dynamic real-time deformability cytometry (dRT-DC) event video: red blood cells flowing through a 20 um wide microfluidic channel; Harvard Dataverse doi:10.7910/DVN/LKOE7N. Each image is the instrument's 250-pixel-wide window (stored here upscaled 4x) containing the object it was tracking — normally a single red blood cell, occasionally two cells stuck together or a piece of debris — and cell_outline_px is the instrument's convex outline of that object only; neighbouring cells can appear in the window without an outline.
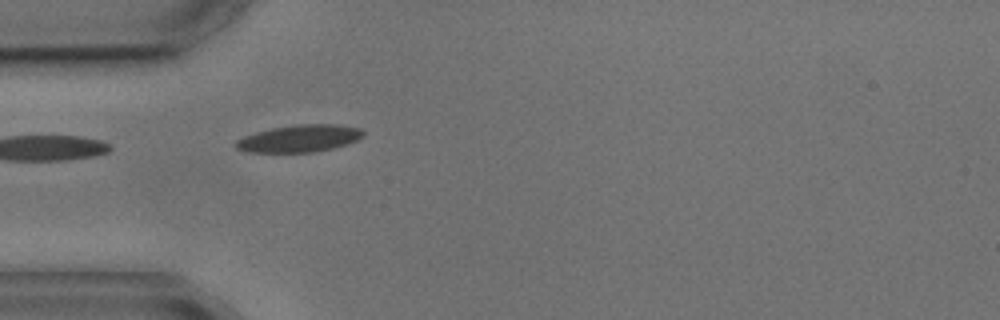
{"species": "common noctule bat (a hibernating species)", "species_latin": "Nyctalus noctula", "temperature_condition": "cold", "stored_images_in_passage": 3, "camera_frame_rate_fps": 3000, "um_per_image_px": 0.085, "animal": {"sex": "male", "body_mass_g": 17.9, "forearm_length_mm": 54.2}, "frame": {"image": 1, "passage_image": 2, "time_ms": 1.333, "image_size_px": [1000, 320], "cell_outline_px": [[364, 136], [356, 140], [332, 148], [312, 152], [244, 152], [236, 148], [236, 140], [244, 136], [256, 132], [272, 128], [300, 124], [336, 124], [360, 128], [364, 132]], "centroid_in_image_um": [25.43, 11.76], "position_along_channel_um": 59.6, "area_um2": 20.0}}